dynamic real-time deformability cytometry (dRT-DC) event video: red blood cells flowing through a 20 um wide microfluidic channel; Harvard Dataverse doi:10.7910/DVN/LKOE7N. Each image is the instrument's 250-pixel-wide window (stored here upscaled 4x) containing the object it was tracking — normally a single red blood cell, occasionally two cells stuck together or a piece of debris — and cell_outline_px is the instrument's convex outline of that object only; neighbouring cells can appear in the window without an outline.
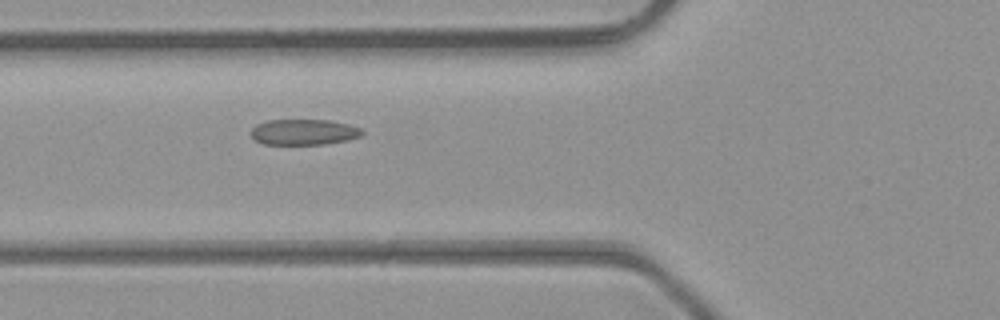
{"species": "common noctule bat (a hibernating species)", "species_latin": "Nyctalus noctula", "temperature_condition": "room temperature", "stored_images_in_passage": 6, "camera_frame_rate_fps": 3000, "um_per_image_px": 0.085, "animal": {"sex": "male", "body_mass_g": 23.1, "forearm_length_mm": 52.7}, "frame": {"image": 1, "passage_image": 6, "time_ms": 1.667, "image_size_px": [1000, 320], "cell_outline_px": [[364, 132], [360, 136], [348, 140], [324, 144], [264, 144], [256, 140], [252, 136], [252, 128], [256, 124], [268, 120], [332, 120], [348, 124], [360, 128]], "centroid_in_image_um": [25.84, 11.22], "position_along_channel_um": 100.0, "area_um2": 16.59}}